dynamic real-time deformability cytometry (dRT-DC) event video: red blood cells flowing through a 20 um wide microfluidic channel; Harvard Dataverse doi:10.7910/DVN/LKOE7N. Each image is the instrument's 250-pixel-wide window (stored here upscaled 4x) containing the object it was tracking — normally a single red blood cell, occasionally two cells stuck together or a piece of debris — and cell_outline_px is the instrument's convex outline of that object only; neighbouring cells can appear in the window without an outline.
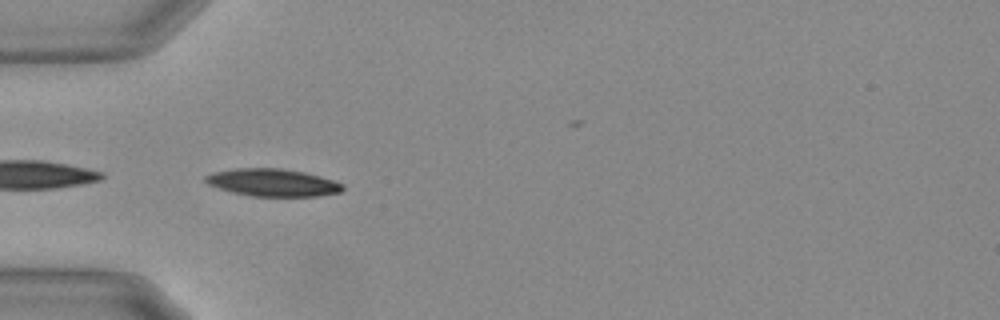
{"species": "Egyptian fruit bat (a non-hibernating species)", "species_latin": "Rousettus aegyptiacus", "temperature_condition": "warm", "stored_images_in_passage": 5, "camera_frame_rate_fps": 3000, "um_per_image_px": 0.085, "animal": {"sex": "female"}, "frame": {"image": 1, "passage_image": 1, "time_ms": 0.0, "image_size_px": [1000, 320], "cell_outline_px": [[344, 188], [340, 192], [316, 196], [252, 196], [232, 192], [208, 184], [204, 180], [204, 176], [212, 172], [236, 168], [280, 168], [304, 172], [320, 176], [344, 184]], "centroid_in_image_um": [23.16, 15.51], "position_along_channel_um": 61.8, "area_um2": 21.91}}